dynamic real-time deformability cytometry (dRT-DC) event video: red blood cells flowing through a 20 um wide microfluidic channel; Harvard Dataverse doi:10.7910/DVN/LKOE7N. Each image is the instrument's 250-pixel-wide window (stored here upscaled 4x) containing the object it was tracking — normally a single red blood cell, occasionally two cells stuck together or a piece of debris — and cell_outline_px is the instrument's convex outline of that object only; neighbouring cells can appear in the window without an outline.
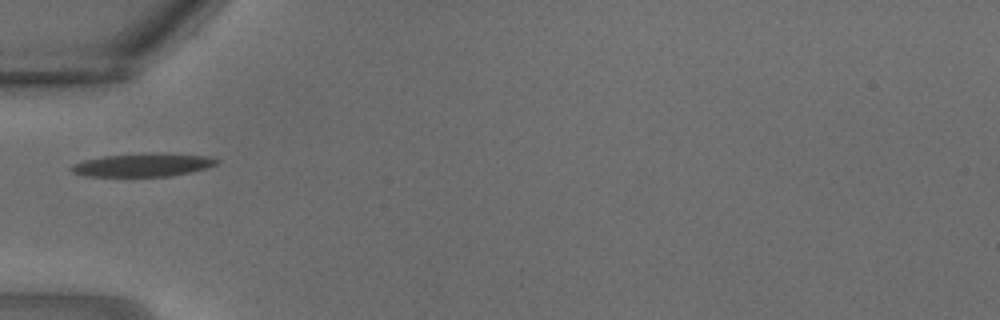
{"species": "common noctule bat (a hibernating species)", "species_latin": "Nyctalus noctula", "temperature_condition": "warm", "stored_images_in_passage": 6, "camera_frame_rate_fps": 3000, "um_per_image_px": 0.085, "animal": {"sex": "male", "body_mass_g": 18.8}, "frame": {"image": 1, "passage_image": 1, "time_ms": 0.0, "image_size_px": [1000, 320], "cell_outline_px": [[220, 160], [216, 164], [208, 168], [172, 176], [84, 176], [72, 172], [68, 168], [72, 164], [84, 160], [104, 156], [160, 152], [208, 156]], "centroid_in_image_um": [12.16, 14.01], "position_along_channel_um": 72.8, "area_um2": 19.83}}
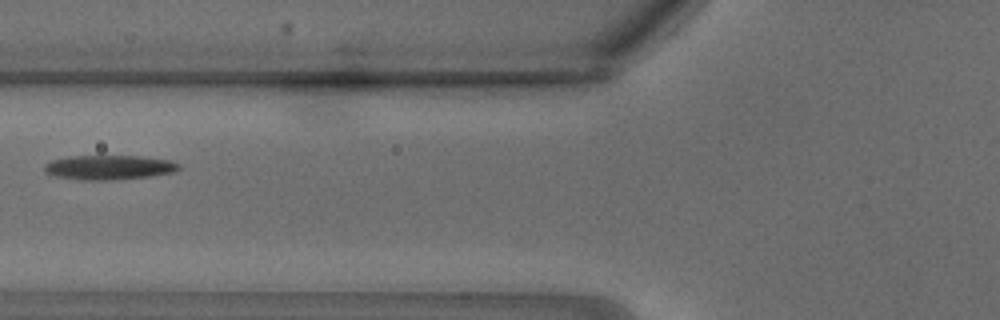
{"frame": {"image": 2, "passage_image": 3, "time_ms": 0.667, "image_size_px": [1000, 320], "cell_outline_px": [[180, 168], [176, 172], [148, 176], [108, 180], [84, 180], [56, 176], [44, 172], [44, 164], [52, 160], [68, 156], [140, 156], [172, 160], [180, 164]], "centroid_in_image_um": [9.28, 14.22], "position_along_channel_um": 116.5, "area_um2": 19.19}}
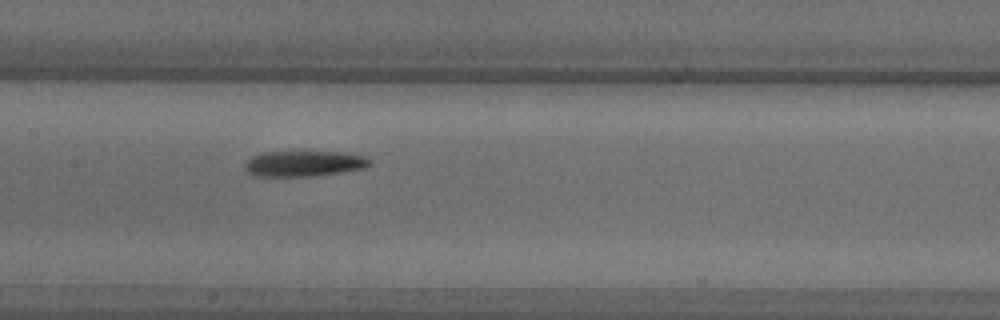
{"frame": {"image": 3, "passage_image": 6, "time_ms": 1.667, "image_size_px": [1000, 320], "cell_outline_px": [[372, 164], [364, 168], [340, 172], [312, 176], [256, 176], [248, 172], [244, 168], [244, 164], [252, 156], [264, 152], [344, 152], [364, 156], [372, 160]], "centroid_in_image_um": [25.85, 13.9], "position_along_channel_um": 181.5, "area_um2": 18.61}}